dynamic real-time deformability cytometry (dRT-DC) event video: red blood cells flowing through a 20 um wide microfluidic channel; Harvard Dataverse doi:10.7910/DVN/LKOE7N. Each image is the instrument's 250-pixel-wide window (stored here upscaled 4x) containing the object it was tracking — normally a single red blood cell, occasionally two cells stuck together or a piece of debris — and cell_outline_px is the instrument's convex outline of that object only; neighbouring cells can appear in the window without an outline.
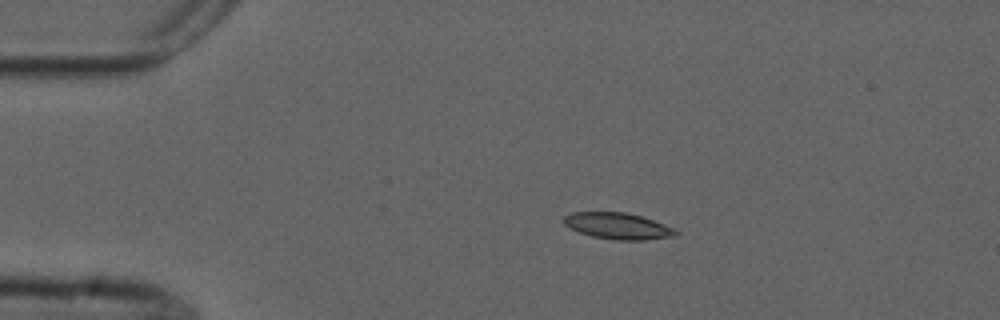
{"species": "common noctule bat (a hibernating species)", "species_latin": "Nyctalus noctula", "temperature_condition": "cold", "stored_images_in_passage": 45, "camera_frame_rate_fps": 3000, "um_per_image_px": 0.085, "animal": {"sex": "male", "forearm_length_mm": 52.5}, "frame": {"image": 1, "passage_image": 1, "time_ms": 0.0, "image_size_px": [1000, 320], "cell_outline_px": [[680, 232], [676, 236], [644, 240], [616, 240], [592, 236], [580, 232], [564, 224], [560, 220], [564, 216], [572, 212], [624, 212], [640, 216], [664, 224]], "centroid_in_image_um": [52.5, 19.21], "position_along_channel_um": 32.5, "area_um2": 17.11}}
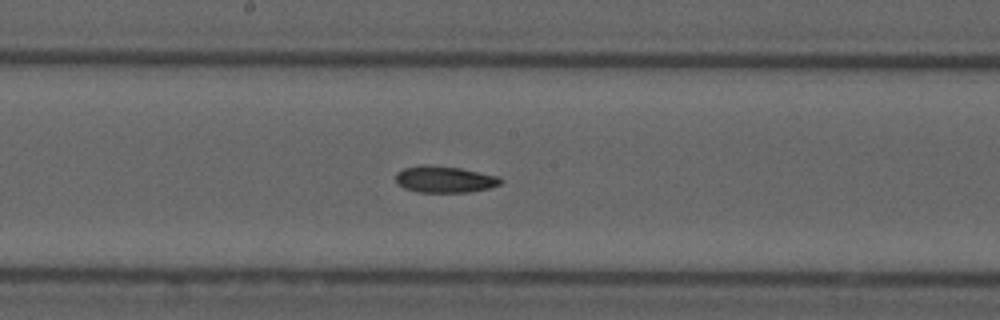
{"frame": {"image": 2, "passage_image": 19, "time_ms": 6.0, "image_size_px": [1000, 320], "cell_outline_px": [[504, 180], [500, 184], [488, 188], [472, 192], [416, 192], [404, 188], [396, 184], [396, 172], [404, 168], [420, 164], [424, 164], [460, 168], [500, 176]], "centroid_in_image_um": [37.78, 15.24], "position_along_channel_um": 210.4, "area_um2": 16.47}}
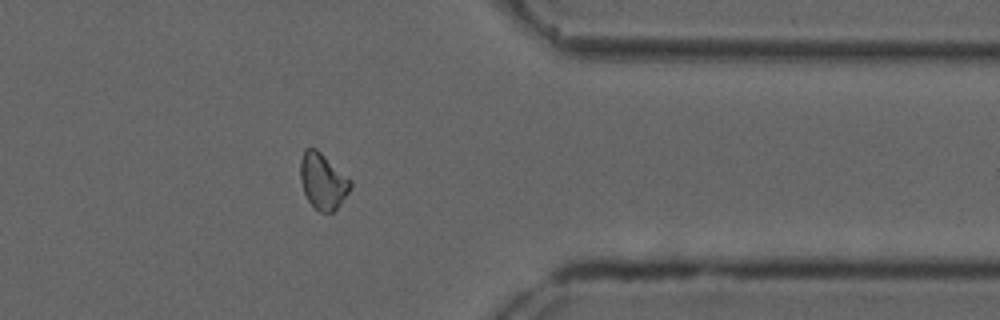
{"frame": {"image": 3, "passage_image": 34, "time_ms": 11.0, "image_size_px": [1000, 320], "cell_outline_px": [[352, 188], [336, 208], [332, 212], [320, 212], [308, 200], [304, 192], [300, 180], [300, 160], [304, 148], [316, 148], [352, 180]], "centroid_in_image_um": [27.44, 15.37], "position_along_channel_um": 384.0, "area_um2": 16.3}, "authors_computed_cell_mechanics": {"area_um2": 16.473, "velocity_mm_per_s": 3.736, "shape_relaxation_time_tau1_ms": null, "shape_relaxation_time_tau2_ms": 10.944, "deformation_change_tau1": null, "deformation_change_tau2": 0.1912}}